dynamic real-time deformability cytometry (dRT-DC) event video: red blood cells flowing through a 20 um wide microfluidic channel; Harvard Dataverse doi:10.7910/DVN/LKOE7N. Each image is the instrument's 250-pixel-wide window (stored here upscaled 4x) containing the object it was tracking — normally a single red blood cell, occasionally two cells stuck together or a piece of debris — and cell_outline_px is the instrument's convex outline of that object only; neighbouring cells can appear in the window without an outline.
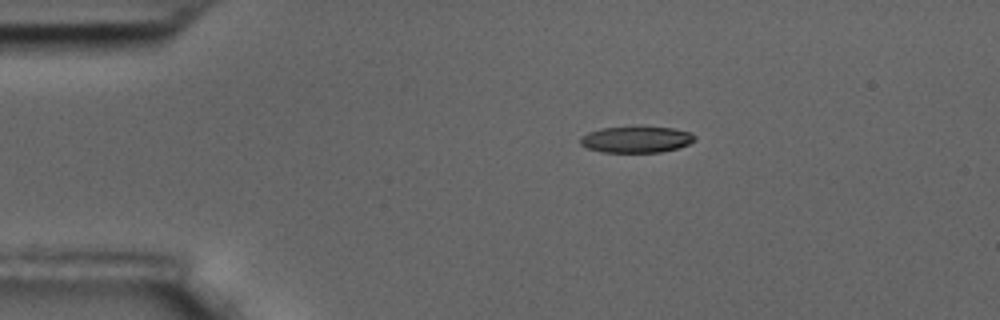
{"species": "common noctule bat (a hibernating species)", "species_latin": "Nyctalus noctula", "temperature_condition": "room temperature", "stored_images_in_passage": 15, "camera_frame_rate_fps": 3000, "um_per_image_px": 0.085, "animal": {"sex": "male", "body_mass_g": 17.5, "forearm_length_mm": 52.3}, "frame": {"image": 1, "passage_image": 1, "time_ms": 0.0, "image_size_px": [1000, 320], "cell_outline_px": [[696, 140], [680, 148], [660, 152], [600, 152], [588, 148], [580, 144], [580, 136], [588, 132], [600, 128], [672, 128], [692, 132], [696, 136]], "centroid_in_image_um": [54.1, 11.87], "position_along_channel_um": 30.9, "area_um2": 17.4}}
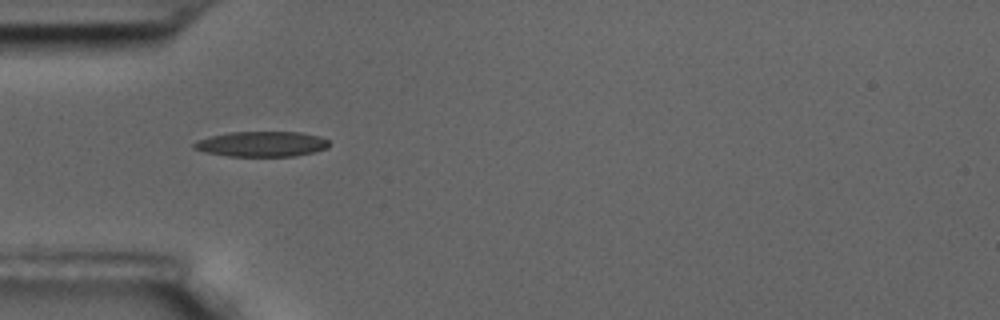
{"frame": {"image": 2, "passage_image": 8, "time_ms": 2.333, "image_size_px": [1000, 320], "cell_outline_px": [[328, 148], [296, 156], [228, 156], [204, 152], [192, 148], [192, 144], [196, 140], [228, 132], [300, 132], [320, 136], [328, 140]], "centroid_in_image_um": [22.21, 12.24], "position_along_channel_um": 62.8, "area_um2": 19.94}}